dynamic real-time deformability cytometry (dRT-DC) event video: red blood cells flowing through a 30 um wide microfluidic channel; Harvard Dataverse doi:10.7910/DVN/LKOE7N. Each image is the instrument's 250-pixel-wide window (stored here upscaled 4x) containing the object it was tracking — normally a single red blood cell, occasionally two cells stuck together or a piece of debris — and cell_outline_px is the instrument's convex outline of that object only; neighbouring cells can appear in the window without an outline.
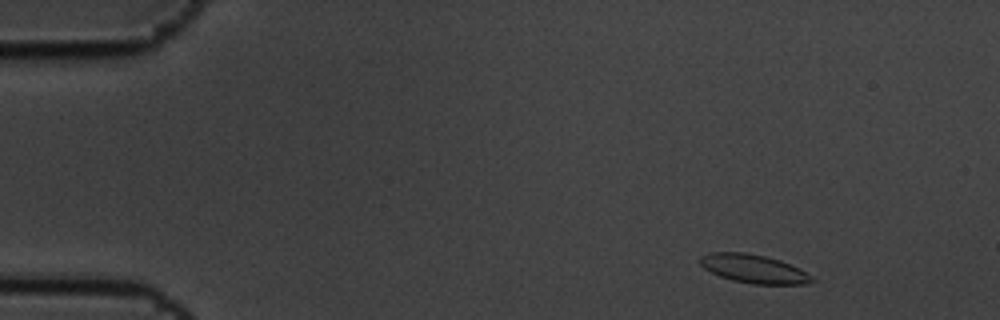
{"species": "common noctule bat (a hibernating species)", "species_latin": "Nyctalus noctula", "temperature_condition": "cold", "stored_images_in_passage": 4, "camera_frame_rate_fps": 3000, "um_per_image_px": 0.085, "animal": {"sex": "male", "body_mass_g": 19.5, "forearm_length_mm": 54.6}, "frame": {"image": 1, "passage_image": 2, "time_ms": 0.333, "image_size_px": [1000, 320], "cell_outline_px": [[816, 280], [804, 284], [752, 284], [732, 280], [720, 276], [704, 268], [700, 264], [700, 256], [712, 252], [744, 252], [764, 256], [780, 260], [800, 268], [812, 276]], "centroid_in_image_um": [64.08, 22.85], "position_along_channel_um": 20.9, "area_um2": 18.55}}